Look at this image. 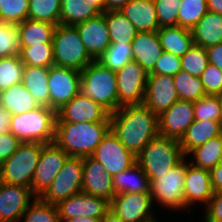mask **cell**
Masks as SVG:
<instances>
[{
    "label": "cell",
    "mask_w": 222,
    "mask_h": 222,
    "mask_svg": "<svg viewBox=\"0 0 222 222\" xmlns=\"http://www.w3.org/2000/svg\"><path fill=\"white\" fill-rule=\"evenodd\" d=\"M61 222L78 216H87L99 221L110 211V201L83 191L60 201L57 205Z\"/></svg>",
    "instance_id": "16"
},
{
    "label": "cell",
    "mask_w": 222,
    "mask_h": 222,
    "mask_svg": "<svg viewBox=\"0 0 222 222\" xmlns=\"http://www.w3.org/2000/svg\"><path fill=\"white\" fill-rule=\"evenodd\" d=\"M152 206L150 193H120L110 201V211L124 222H159Z\"/></svg>",
    "instance_id": "12"
},
{
    "label": "cell",
    "mask_w": 222,
    "mask_h": 222,
    "mask_svg": "<svg viewBox=\"0 0 222 222\" xmlns=\"http://www.w3.org/2000/svg\"><path fill=\"white\" fill-rule=\"evenodd\" d=\"M19 56L24 65L47 68L54 65L52 43L21 47Z\"/></svg>",
    "instance_id": "39"
},
{
    "label": "cell",
    "mask_w": 222,
    "mask_h": 222,
    "mask_svg": "<svg viewBox=\"0 0 222 222\" xmlns=\"http://www.w3.org/2000/svg\"><path fill=\"white\" fill-rule=\"evenodd\" d=\"M163 51L182 57L193 46L192 32L181 26L160 27L157 30Z\"/></svg>",
    "instance_id": "28"
},
{
    "label": "cell",
    "mask_w": 222,
    "mask_h": 222,
    "mask_svg": "<svg viewBox=\"0 0 222 222\" xmlns=\"http://www.w3.org/2000/svg\"><path fill=\"white\" fill-rule=\"evenodd\" d=\"M216 97L218 98V101L222 110V90L216 95Z\"/></svg>",
    "instance_id": "59"
},
{
    "label": "cell",
    "mask_w": 222,
    "mask_h": 222,
    "mask_svg": "<svg viewBox=\"0 0 222 222\" xmlns=\"http://www.w3.org/2000/svg\"><path fill=\"white\" fill-rule=\"evenodd\" d=\"M191 32L194 44L203 48L222 43V14L208 11Z\"/></svg>",
    "instance_id": "27"
},
{
    "label": "cell",
    "mask_w": 222,
    "mask_h": 222,
    "mask_svg": "<svg viewBox=\"0 0 222 222\" xmlns=\"http://www.w3.org/2000/svg\"><path fill=\"white\" fill-rule=\"evenodd\" d=\"M204 214L205 222H222V191L213 193Z\"/></svg>",
    "instance_id": "50"
},
{
    "label": "cell",
    "mask_w": 222,
    "mask_h": 222,
    "mask_svg": "<svg viewBox=\"0 0 222 222\" xmlns=\"http://www.w3.org/2000/svg\"><path fill=\"white\" fill-rule=\"evenodd\" d=\"M23 68L19 55L0 58V92L21 82Z\"/></svg>",
    "instance_id": "40"
},
{
    "label": "cell",
    "mask_w": 222,
    "mask_h": 222,
    "mask_svg": "<svg viewBox=\"0 0 222 222\" xmlns=\"http://www.w3.org/2000/svg\"><path fill=\"white\" fill-rule=\"evenodd\" d=\"M20 50L17 24L0 21V58L20 55Z\"/></svg>",
    "instance_id": "43"
},
{
    "label": "cell",
    "mask_w": 222,
    "mask_h": 222,
    "mask_svg": "<svg viewBox=\"0 0 222 222\" xmlns=\"http://www.w3.org/2000/svg\"><path fill=\"white\" fill-rule=\"evenodd\" d=\"M207 12V0H182L178 10V25L192 30Z\"/></svg>",
    "instance_id": "38"
},
{
    "label": "cell",
    "mask_w": 222,
    "mask_h": 222,
    "mask_svg": "<svg viewBox=\"0 0 222 222\" xmlns=\"http://www.w3.org/2000/svg\"><path fill=\"white\" fill-rule=\"evenodd\" d=\"M69 157L55 142L43 145L31 184V191L36 197L51 185Z\"/></svg>",
    "instance_id": "14"
},
{
    "label": "cell",
    "mask_w": 222,
    "mask_h": 222,
    "mask_svg": "<svg viewBox=\"0 0 222 222\" xmlns=\"http://www.w3.org/2000/svg\"><path fill=\"white\" fill-rule=\"evenodd\" d=\"M211 186L214 192L222 191V164L210 170Z\"/></svg>",
    "instance_id": "52"
},
{
    "label": "cell",
    "mask_w": 222,
    "mask_h": 222,
    "mask_svg": "<svg viewBox=\"0 0 222 222\" xmlns=\"http://www.w3.org/2000/svg\"><path fill=\"white\" fill-rule=\"evenodd\" d=\"M119 11L138 32H153L159 29L154 0H129Z\"/></svg>",
    "instance_id": "24"
},
{
    "label": "cell",
    "mask_w": 222,
    "mask_h": 222,
    "mask_svg": "<svg viewBox=\"0 0 222 222\" xmlns=\"http://www.w3.org/2000/svg\"><path fill=\"white\" fill-rule=\"evenodd\" d=\"M0 104L11 115L23 114L39 106L21 82L0 92Z\"/></svg>",
    "instance_id": "31"
},
{
    "label": "cell",
    "mask_w": 222,
    "mask_h": 222,
    "mask_svg": "<svg viewBox=\"0 0 222 222\" xmlns=\"http://www.w3.org/2000/svg\"><path fill=\"white\" fill-rule=\"evenodd\" d=\"M22 142L10 132L0 134V165L11 157Z\"/></svg>",
    "instance_id": "49"
},
{
    "label": "cell",
    "mask_w": 222,
    "mask_h": 222,
    "mask_svg": "<svg viewBox=\"0 0 222 222\" xmlns=\"http://www.w3.org/2000/svg\"><path fill=\"white\" fill-rule=\"evenodd\" d=\"M185 157L179 140L158 135L136 156V163L151 182L170 171Z\"/></svg>",
    "instance_id": "4"
},
{
    "label": "cell",
    "mask_w": 222,
    "mask_h": 222,
    "mask_svg": "<svg viewBox=\"0 0 222 222\" xmlns=\"http://www.w3.org/2000/svg\"><path fill=\"white\" fill-rule=\"evenodd\" d=\"M54 65L82 71L94 60L87 52L76 26L57 25L53 36Z\"/></svg>",
    "instance_id": "6"
},
{
    "label": "cell",
    "mask_w": 222,
    "mask_h": 222,
    "mask_svg": "<svg viewBox=\"0 0 222 222\" xmlns=\"http://www.w3.org/2000/svg\"><path fill=\"white\" fill-rule=\"evenodd\" d=\"M110 122V113L81 92L57 110L56 123Z\"/></svg>",
    "instance_id": "15"
},
{
    "label": "cell",
    "mask_w": 222,
    "mask_h": 222,
    "mask_svg": "<svg viewBox=\"0 0 222 222\" xmlns=\"http://www.w3.org/2000/svg\"><path fill=\"white\" fill-rule=\"evenodd\" d=\"M182 70L181 57L163 51L151 73L174 76Z\"/></svg>",
    "instance_id": "48"
},
{
    "label": "cell",
    "mask_w": 222,
    "mask_h": 222,
    "mask_svg": "<svg viewBox=\"0 0 222 222\" xmlns=\"http://www.w3.org/2000/svg\"><path fill=\"white\" fill-rule=\"evenodd\" d=\"M209 63L222 71V43L206 48Z\"/></svg>",
    "instance_id": "51"
},
{
    "label": "cell",
    "mask_w": 222,
    "mask_h": 222,
    "mask_svg": "<svg viewBox=\"0 0 222 222\" xmlns=\"http://www.w3.org/2000/svg\"><path fill=\"white\" fill-rule=\"evenodd\" d=\"M63 222H99V220L93 217L76 216L74 218L64 220Z\"/></svg>",
    "instance_id": "56"
},
{
    "label": "cell",
    "mask_w": 222,
    "mask_h": 222,
    "mask_svg": "<svg viewBox=\"0 0 222 222\" xmlns=\"http://www.w3.org/2000/svg\"><path fill=\"white\" fill-rule=\"evenodd\" d=\"M219 135H222V123L213 120H194L179 140V144L187 156L192 149Z\"/></svg>",
    "instance_id": "25"
},
{
    "label": "cell",
    "mask_w": 222,
    "mask_h": 222,
    "mask_svg": "<svg viewBox=\"0 0 222 222\" xmlns=\"http://www.w3.org/2000/svg\"><path fill=\"white\" fill-rule=\"evenodd\" d=\"M47 67L24 65L21 83L34 97L39 106L49 107V86Z\"/></svg>",
    "instance_id": "26"
},
{
    "label": "cell",
    "mask_w": 222,
    "mask_h": 222,
    "mask_svg": "<svg viewBox=\"0 0 222 222\" xmlns=\"http://www.w3.org/2000/svg\"><path fill=\"white\" fill-rule=\"evenodd\" d=\"M82 191L111 201L114 193L113 177L101 163L91 156L83 157Z\"/></svg>",
    "instance_id": "22"
},
{
    "label": "cell",
    "mask_w": 222,
    "mask_h": 222,
    "mask_svg": "<svg viewBox=\"0 0 222 222\" xmlns=\"http://www.w3.org/2000/svg\"><path fill=\"white\" fill-rule=\"evenodd\" d=\"M21 220L23 222H61L56 205L45 203L38 197L28 206L20 222Z\"/></svg>",
    "instance_id": "41"
},
{
    "label": "cell",
    "mask_w": 222,
    "mask_h": 222,
    "mask_svg": "<svg viewBox=\"0 0 222 222\" xmlns=\"http://www.w3.org/2000/svg\"><path fill=\"white\" fill-rule=\"evenodd\" d=\"M34 199L30 188L0 181V222H20Z\"/></svg>",
    "instance_id": "19"
},
{
    "label": "cell",
    "mask_w": 222,
    "mask_h": 222,
    "mask_svg": "<svg viewBox=\"0 0 222 222\" xmlns=\"http://www.w3.org/2000/svg\"><path fill=\"white\" fill-rule=\"evenodd\" d=\"M131 46L133 61L138 62L148 74L151 73L163 53L157 31L137 32Z\"/></svg>",
    "instance_id": "23"
},
{
    "label": "cell",
    "mask_w": 222,
    "mask_h": 222,
    "mask_svg": "<svg viewBox=\"0 0 222 222\" xmlns=\"http://www.w3.org/2000/svg\"><path fill=\"white\" fill-rule=\"evenodd\" d=\"M29 0H0V21L20 24L28 19Z\"/></svg>",
    "instance_id": "44"
},
{
    "label": "cell",
    "mask_w": 222,
    "mask_h": 222,
    "mask_svg": "<svg viewBox=\"0 0 222 222\" xmlns=\"http://www.w3.org/2000/svg\"><path fill=\"white\" fill-rule=\"evenodd\" d=\"M61 0H29L28 19L60 24Z\"/></svg>",
    "instance_id": "36"
},
{
    "label": "cell",
    "mask_w": 222,
    "mask_h": 222,
    "mask_svg": "<svg viewBox=\"0 0 222 222\" xmlns=\"http://www.w3.org/2000/svg\"><path fill=\"white\" fill-rule=\"evenodd\" d=\"M20 47L52 43L57 25L26 19L17 25Z\"/></svg>",
    "instance_id": "29"
},
{
    "label": "cell",
    "mask_w": 222,
    "mask_h": 222,
    "mask_svg": "<svg viewBox=\"0 0 222 222\" xmlns=\"http://www.w3.org/2000/svg\"><path fill=\"white\" fill-rule=\"evenodd\" d=\"M206 95L216 96L222 90V71L209 63L200 76Z\"/></svg>",
    "instance_id": "47"
},
{
    "label": "cell",
    "mask_w": 222,
    "mask_h": 222,
    "mask_svg": "<svg viewBox=\"0 0 222 222\" xmlns=\"http://www.w3.org/2000/svg\"><path fill=\"white\" fill-rule=\"evenodd\" d=\"M97 61L116 72L133 61L132 46L124 43H111Z\"/></svg>",
    "instance_id": "37"
},
{
    "label": "cell",
    "mask_w": 222,
    "mask_h": 222,
    "mask_svg": "<svg viewBox=\"0 0 222 222\" xmlns=\"http://www.w3.org/2000/svg\"><path fill=\"white\" fill-rule=\"evenodd\" d=\"M222 153V135L211 138L208 142L192 149L186 157L193 156L192 165L211 170L218 165Z\"/></svg>",
    "instance_id": "34"
},
{
    "label": "cell",
    "mask_w": 222,
    "mask_h": 222,
    "mask_svg": "<svg viewBox=\"0 0 222 222\" xmlns=\"http://www.w3.org/2000/svg\"><path fill=\"white\" fill-rule=\"evenodd\" d=\"M99 222H124L112 211H109Z\"/></svg>",
    "instance_id": "57"
},
{
    "label": "cell",
    "mask_w": 222,
    "mask_h": 222,
    "mask_svg": "<svg viewBox=\"0 0 222 222\" xmlns=\"http://www.w3.org/2000/svg\"><path fill=\"white\" fill-rule=\"evenodd\" d=\"M56 119V110L38 106L29 112L11 115L9 132L22 143H51L55 139Z\"/></svg>",
    "instance_id": "3"
},
{
    "label": "cell",
    "mask_w": 222,
    "mask_h": 222,
    "mask_svg": "<svg viewBox=\"0 0 222 222\" xmlns=\"http://www.w3.org/2000/svg\"><path fill=\"white\" fill-rule=\"evenodd\" d=\"M101 13L88 0H61L60 24L76 26Z\"/></svg>",
    "instance_id": "32"
},
{
    "label": "cell",
    "mask_w": 222,
    "mask_h": 222,
    "mask_svg": "<svg viewBox=\"0 0 222 222\" xmlns=\"http://www.w3.org/2000/svg\"><path fill=\"white\" fill-rule=\"evenodd\" d=\"M110 129L137 156L158 133V116L142 105H125L110 114Z\"/></svg>",
    "instance_id": "1"
},
{
    "label": "cell",
    "mask_w": 222,
    "mask_h": 222,
    "mask_svg": "<svg viewBox=\"0 0 222 222\" xmlns=\"http://www.w3.org/2000/svg\"><path fill=\"white\" fill-rule=\"evenodd\" d=\"M114 193H150V182L142 168L135 163L113 176Z\"/></svg>",
    "instance_id": "30"
},
{
    "label": "cell",
    "mask_w": 222,
    "mask_h": 222,
    "mask_svg": "<svg viewBox=\"0 0 222 222\" xmlns=\"http://www.w3.org/2000/svg\"><path fill=\"white\" fill-rule=\"evenodd\" d=\"M49 107L59 110L81 91V72L53 65L49 69Z\"/></svg>",
    "instance_id": "11"
},
{
    "label": "cell",
    "mask_w": 222,
    "mask_h": 222,
    "mask_svg": "<svg viewBox=\"0 0 222 222\" xmlns=\"http://www.w3.org/2000/svg\"><path fill=\"white\" fill-rule=\"evenodd\" d=\"M211 186L210 171L196 167L186 160V176L184 182V203L185 209L191 213L189 209L191 205L198 202L207 206L209 200L213 196Z\"/></svg>",
    "instance_id": "20"
},
{
    "label": "cell",
    "mask_w": 222,
    "mask_h": 222,
    "mask_svg": "<svg viewBox=\"0 0 222 222\" xmlns=\"http://www.w3.org/2000/svg\"><path fill=\"white\" fill-rule=\"evenodd\" d=\"M104 17L111 43L131 44L137 34L134 25L119 11H105Z\"/></svg>",
    "instance_id": "33"
},
{
    "label": "cell",
    "mask_w": 222,
    "mask_h": 222,
    "mask_svg": "<svg viewBox=\"0 0 222 222\" xmlns=\"http://www.w3.org/2000/svg\"><path fill=\"white\" fill-rule=\"evenodd\" d=\"M83 157H69L51 185L38 197L45 203L57 205L60 201L82 191Z\"/></svg>",
    "instance_id": "9"
},
{
    "label": "cell",
    "mask_w": 222,
    "mask_h": 222,
    "mask_svg": "<svg viewBox=\"0 0 222 222\" xmlns=\"http://www.w3.org/2000/svg\"><path fill=\"white\" fill-rule=\"evenodd\" d=\"M43 143H22L17 151L0 165V181L31 189Z\"/></svg>",
    "instance_id": "7"
},
{
    "label": "cell",
    "mask_w": 222,
    "mask_h": 222,
    "mask_svg": "<svg viewBox=\"0 0 222 222\" xmlns=\"http://www.w3.org/2000/svg\"><path fill=\"white\" fill-rule=\"evenodd\" d=\"M179 100L172 76L149 73L143 105L157 116Z\"/></svg>",
    "instance_id": "17"
},
{
    "label": "cell",
    "mask_w": 222,
    "mask_h": 222,
    "mask_svg": "<svg viewBox=\"0 0 222 222\" xmlns=\"http://www.w3.org/2000/svg\"><path fill=\"white\" fill-rule=\"evenodd\" d=\"M173 81L179 100L195 102L206 96L199 77L192 76L188 72L181 70L173 76Z\"/></svg>",
    "instance_id": "35"
},
{
    "label": "cell",
    "mask_w": 222,
    "mask_h": 222,
    "mask_svg": "<svg viewBox=\"0 0 222 222\" xmlns=\"http://www.w3.org/2000/svg\"><path fill=\"white\" fill-rule=\"evenodd\" d=\"M90 4L96 6L102 13L104 12V0H88Z\"/></svg>",
    "instance_id": "58"
},
{
    "label": "cell",
    "mask_w": 222,
    "mask_h": 222,
    "mask_svg": "<svg viewBox=\"0 0 222 222\" xmlns=\"http://www.w3.org/2000/svg\"><path fill=\"white\" fill-rule=\"evenodd\" d=\"M193 103L195 120H213L222 123V110L216 96L206 95Z\"/></svg>",
    "instance_id": "45"
},
{
    "label": "cell",
    "mask_w": 222,
    "mask_h": 222,
    "mask_svg": "<svg viewBox=\"0 0 222 222\" xmlns=\"http://www.w3.org/2000/svg\"><path fill=\"white\" fill-rule=\"evenodd\" d=\"M91 157L101 163L112 177L136 163V156L127 150L111 129L103 137Z\"/></svg>",
    "instance_id": "13"
},
{
    "label": "cell",
    "mask_w": 222,
    "mask_h": 222,
    "mask_svg": "<svg viewBox=\"0 0 222 222\" xmlns=\"http://www.w3.org/2000/svg\"><path fill=\"white\" fill-rule=\"evenodd\" d=\"M182 0H154L160 27L177 26L178 10Z\"/></svg>",
    "instance_id": "46"
},
{
    "label": "cell",
    "mask_w": 222,
    "mask_h": 222,
    "mask_svg": "<svg viewBox=\"0 0 222 222\" xmlns=\"http://www.w3.org/2000/svg\"><path fill=\"white\" fill-rule=\"evenodd\" d=\"M118 87V109L125 105H142L148 73L138 62L131 61L115 72Z\"/></svg>",
    "instance_id": "10"
},
{
    "label": "cell",
    "mask_w": 222,
    "mask_h": 222,
    "mask_svg": "<svg viewBox=\"0 0 222 222\" xmlns=\"http://www.w3.org/2000/svg\"><path fill=\"white\" fill-rule=\"evenodd\" d=\"M11 114L0 104V134L9 132Z\"/></svg>",
    "instance_id": "53"
},
{
    "label": "cell",
    "mask_w": 222,
    "mask_h": 222,
    "mask_svg": "<svg viewBox=\"0 0 222 222\" xmlns=\"http://www.w3.org/2000/svg\"><path fill=\"white\" fill-rule=\"evenodd\" d=\"M186 158L161 177L150 182L152 202L170 209H185L184 182L186 176ZM155 200V201H154Z\"/></svg>",
    "instance_id": "8"
},
{
    "label": "cell",
    "mask_w": 222,
    "mask_h": 222,
    "mask_svg": "<svg viewBox=\"0 0 222 222\" xmlns=\"http://www.w3.org/2000/svg\"><path fill=\"white\" fill-rule=\"evenodd\" d=\"M105 108L110 114L118 110V87L115 71L97 60L81 71V91Z\"/></svg>",
    "instance_id": "5"
},
{
    "label": "cell",
    "mask_w": 222,
    "mask_h": 222,
    "mask_svg": "<svg viewBox=\"0 0 222 222\" xmlns=\"http://www.w3.org/2000/svg\"><path fill=\"white\" fill-rule=\"evenodd\" d=\"M76 28L91 58L98 60L111 44L104 12L83 23L77 24Z\"/></svg>",
    "instance_id": "21"
},
{
    "label": "cell",
    "mask_w": 222,
    "mask_h": 222,
    "mask_svg": "<svg viewBox=\"0 0 222 222\" xmlns=\"http://www.w3.org/2000/svg\"><path fill=\"white\" fill-rule=\"evenodd\" d=\"M208 11L222 14V0H207Z\"/></svg>",
    "instance_id": "55"
},
{
    "label": "cell",
    "mask_w": 222,
    "mask_h": 222,
    "mask_svg": "<svg viewBox=\"0 0 222 222\" xmlns=\"http://www.w3.org/2000/svg\"><path fill=\"white\" fill-rule=\"evenodd\" d=\"M182 71L190 75L199 77L209 65L206 48L193 44L185 55L181 57Z\"/></svg>",
    "instance_id": "42"
},
{
    "label": "cell",
    "mask_w": 222,
    "mask_h": 222,
    "mask_svg": "<svg viewBox=\"0 0 222 222\" xmlns=\"http://www.w3.org/2000/svg\"><path fill=\"white\" fill-rule=\"evenodd\" d=\"M129 0H104V12L111 10H119L122 8Z\"/></svg>",
    "instance_id": "54"
},
{
    "label": "cell",
    "mask_w": 222,
    "mask_h": 222,
    "mask_svg": "<svg viewBox=\"0 0 222 222\" xmlns=\"http://www.w3.org/2000/svg\"><path fill=\"white\" fill-rule=\"evenodd\" d=\"M218 164H222V153H221V155H220Z\"/></svg>",
    "instance_id": "60"
},
{
    "label": "cell",
    "mask_w": 222,
    "mask_h": 222,
    "mask_svg": "<svg viewBox=\"0 0 222 222\" xmlns=\"http://www.w3.org/2000/svg\"><path fill=\"white\" fill-rule=\"evenodd\" d=\"M109 130L110 122L56 123L54 142L70 157H87Z\"/></svg>",
    "instance_id": "2"
},
{
    "label": "cell",
    "mask_w": 222,
    "mask_h": 222,
    "mask_svg": "<svg viewBox=\"0 0 222 222\" xmlns=\"http://www.w3.org/2000/svg\"><path fill=\"white\" fill-rule=\"evenodd\" d=\"M194 120V103L177 100L158 115V133L162 137L180 140Z\"/></svg>",
    "instance_id": "18"
}]
</instances>
